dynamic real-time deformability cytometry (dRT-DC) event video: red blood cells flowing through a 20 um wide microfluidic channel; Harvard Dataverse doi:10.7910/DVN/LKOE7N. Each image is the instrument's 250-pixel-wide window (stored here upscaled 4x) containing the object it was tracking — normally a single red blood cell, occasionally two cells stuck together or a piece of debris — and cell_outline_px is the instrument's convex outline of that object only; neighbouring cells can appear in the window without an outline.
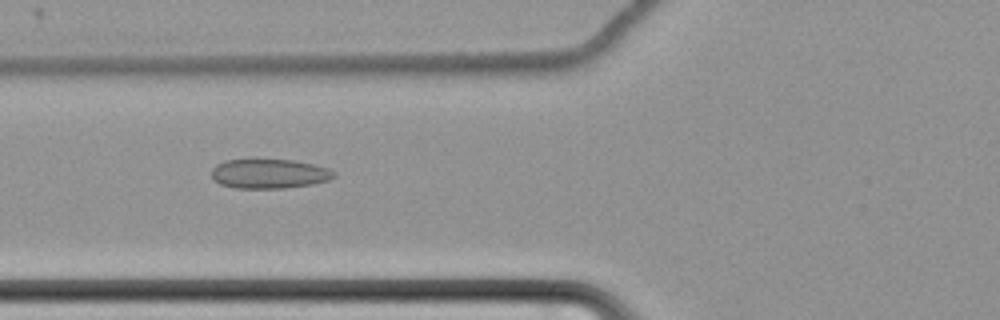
{"species": "common noctule bat (a hibernating species)", "species_latin": "Nyctalus noctula", "temperature_condition": "cold", "stored_images_in_passage": 63, "camera_frame_rate_fps": 3000, "um_per_image_px": 0.085, "animal": {"sex": "female", "body_mass_g": 22.7, "forearm_length_mm": 54.2}, "frame": {"image": 1, "passage_image": 27, "time_ms": 8.667, "image_size_px": [1000, 320], "cell_outline_px": [[336, 176], [328, 180], [312, 184], [284, 188], [236, 188], [220, 184], [212, 180], [212, 168], [216, 164], [224, 160], [252, 156], [292, 160], [312, 164], [328, 168], [336, 172]], "centroid_in_image_um": [22.82, 14.71], "position_along_channel_um": 103.0, "area_um2": 21.96}}
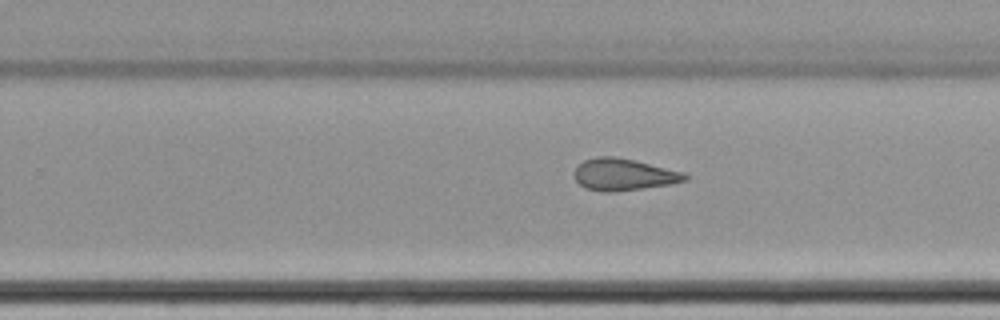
{"frame": {"image": 2, "passage_image": 42, "time_ms": 13.667, "image_size_px": [1000, 320], "cell_outline_px": [[688, 180], [672, 184], [644, 188], [612, 192], [600, 192], [584, 188], [572, 176], [572, 172], [584, 160], [596, 156], [616, 156], [684, 172], [688, 176]], "centroid_in_image_um": [52.98, 14.84], "position_along_channel_um": 276.8, "area_um2": 20.75}}
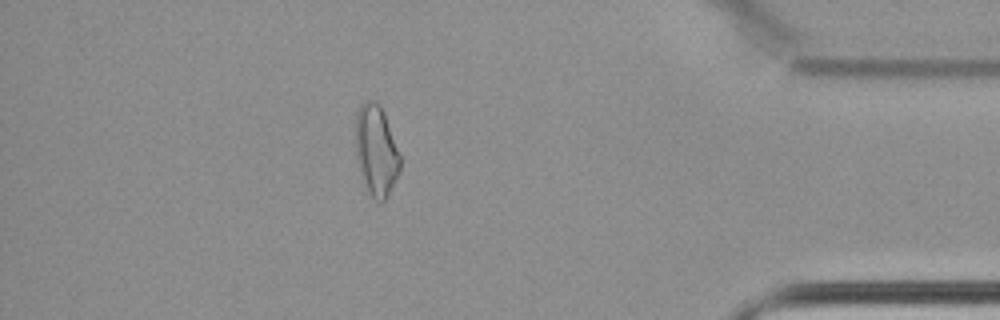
{"frame": {"image": 3, "passage_image": 56, "time_ms": 18.333, "image_size_px": [1000, 320], "cell_outline_px": [[400, 172], [388, 196], [380, 204], [364, 188], [360, 176], [356, 156], [356, 112], [360, 104], [364, 100], [372, 100], [380, 104], [384, 112], [400, 156]], "centroid_in_image_um": [31.96, 12.82], "position_along_channel_um": 403.2, "area_um2": 23.87}, "authors_computed_cell_mechanics": {"area_um2": 22.7732, "velocity_mm_per_s": 3.4792, "shape_relaxation_time_tau1_ms": null, "shape_relaxation_time_tau2_ms": 5.8249, "deformation_change_tau1": null, "deformation_change_tau2": 0.1303}}